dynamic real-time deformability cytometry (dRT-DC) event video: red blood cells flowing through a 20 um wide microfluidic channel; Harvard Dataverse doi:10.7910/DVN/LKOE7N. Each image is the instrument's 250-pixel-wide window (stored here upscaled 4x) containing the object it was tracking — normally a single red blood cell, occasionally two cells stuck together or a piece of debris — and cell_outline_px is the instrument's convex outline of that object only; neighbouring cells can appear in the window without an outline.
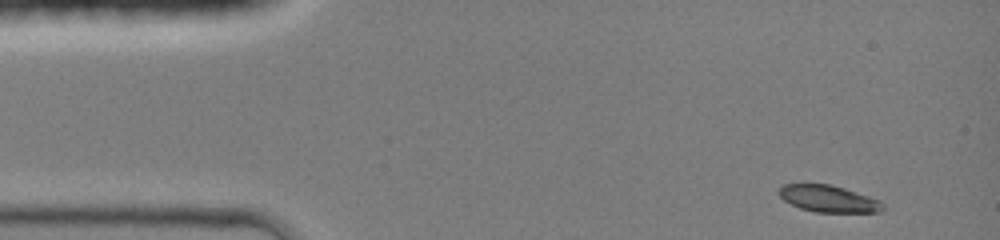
{"species": "common noctule bat (a hibernating species)", "species_latin": "Nyctalus noctula", "temperature_condition": "room temperature", "stored_images_in_passage": 40, "camera_frame_rate_fps": 3000, "um_per_image_px": 0.085, "animal": {"sex": "female", "body_mass_g": 19.0, "forearm_length_mm": 51.5}, "frame": {"image": 1, "passage_image": 1, "time_ms": 0.0, "image_size_px": [1000, 240], "cell_outline_px": [[884, 208], [880, 212], [816, 212], [800, 208], [784, 200], [780, 196], [780, 188], [784, 184], [832, 184], [880, 200], [884, 204]], "centroid_in_image_um": [70.45, 16.89], "position_along_channel_um": 14.5, "area_um2": 16.07}}
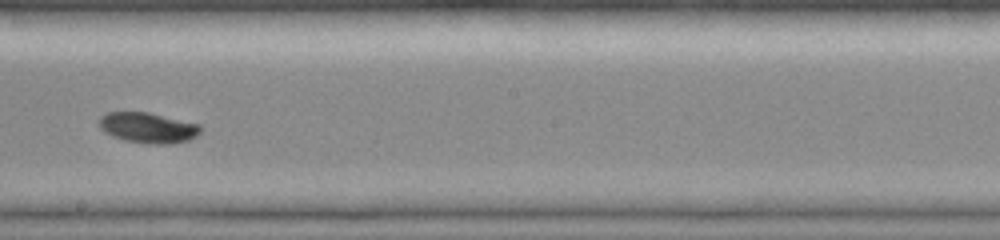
{"frame": {"image": 2, "passage_image": 23, "time_ms": 7.333, "image_size_px": [1000, 240], "cell_outline_px": [[200, 132], [196, 136], [188, 140], [172, 144], [148, 144], [124, 140], [112, 136], [104, 132], [100, 128], [100, 116], [108, 112], [148, 112], [200, 124]], "centroid_in_image_um": [12.57, 10.86], "position_along_channel_um": 235.6, "area_um2": 18.03}}
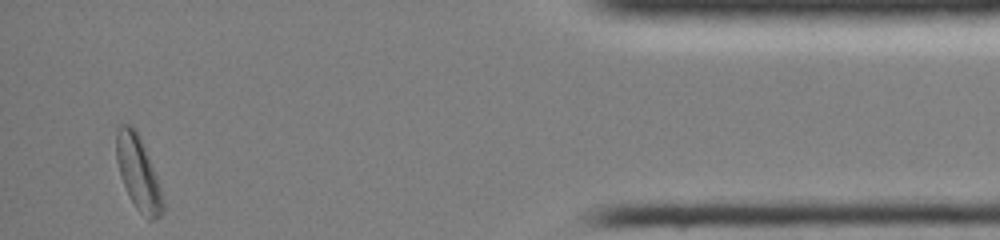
{"frame": {"image": 3, "passage_image": 40, "time_ms": 13.0, "image_size_px": [1000, 240], "cell_outline_px": [[164, 212], [156, 220], [148, 220], [136, 208], [120, 176], [116, 160], [116, 128], [120, 124], [132, 124], [136, 128], [140, 136], [152, 164], [164, 200]], "centroid_in_image_um": [11.75, 14.67], "position_along_channel_um": 423.4, "area_um2": 20.17}, "authors_computed_cell_mechanics": {"area_um2": 17.5134, "velocity_mm_per_s": 4.2497, "shape_relaxation_time_tau1_ms": 4.201, "shape_relaxation_time_tau2_ms": null, "deformation_change_tau1": 0.1267, "deformation_change_tau2": null}}